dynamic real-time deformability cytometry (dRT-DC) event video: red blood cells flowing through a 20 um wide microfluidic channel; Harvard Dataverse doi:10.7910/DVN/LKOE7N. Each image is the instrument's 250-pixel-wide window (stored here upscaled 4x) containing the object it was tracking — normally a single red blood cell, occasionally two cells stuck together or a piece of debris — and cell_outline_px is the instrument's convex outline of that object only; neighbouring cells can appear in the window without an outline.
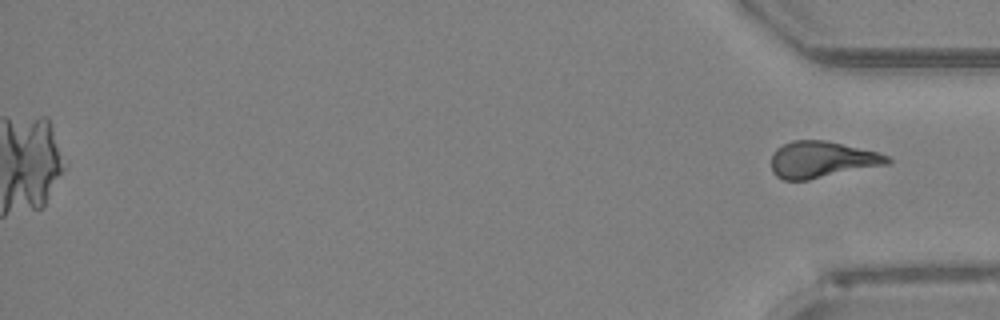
{"species": "Egyptian fruit bat (a non-hibernating species)", "species_latin": "Rousettus aegyptiacus", "temperature_condition": "room temperature", "stored_images_in_passage": 50, "camera_frame_rate_fps": 3000, "um_per_image_px": 0.085, "animal": {"sex": "female"}, "frame": {"image": 1, "passage_image": 50, "time_ms": 16.333, "image_size_px": [1000, 320], "cell_outline_px": [[892, 160], [888, 164], [808, 180], [784, 180], [776, 176], [772, 172], [772, 156], [776, 148], [792, 140], [824, 140], [880, 152], [888, 156]], "centroid_in_image_um": [69.86, 13.56], "position_along_channel_um": 365.3, "area_um2": 24.68}}